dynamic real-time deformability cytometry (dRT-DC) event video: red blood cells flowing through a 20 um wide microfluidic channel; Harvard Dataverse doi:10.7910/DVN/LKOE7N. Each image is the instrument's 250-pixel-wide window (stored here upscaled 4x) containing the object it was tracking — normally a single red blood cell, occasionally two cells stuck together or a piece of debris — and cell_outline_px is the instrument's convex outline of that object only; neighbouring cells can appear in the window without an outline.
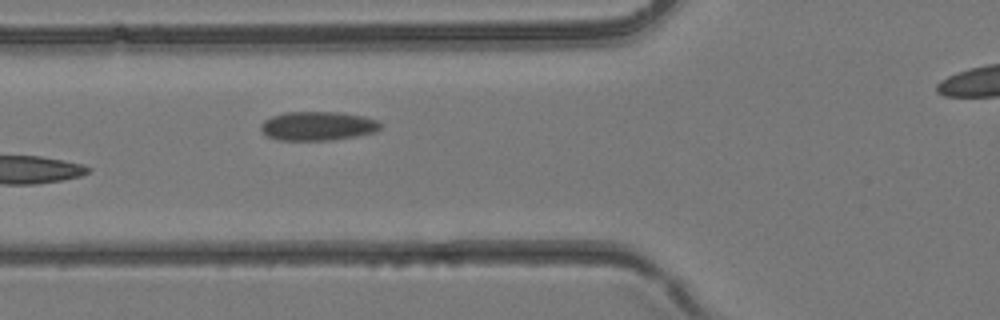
{"species": "common noctule bat (a hibernating species)", "species_latin": "Nyctalus noctula", "temperature_condition": "room temperature", "stored_images_in_passage": 5, "segment_of_instrument_passage": [1, 2], "camera_frame_rate_fps": 3000, "um_per_image_px": 0.085, "animal": {"sex": "female", "body_mass_g": 24.6, "forearm_length_mm": 56.2}, "frame": {"image": 1, "passage_image": 4, "time_ms": 1.0, "image_size_px": [1000, 320], "cell_outline_px": [[380, 128], [376, 132], [356, 136], [332, 140], [276, 140], [268, 136], [260, 128], [260, 124], [264, 120], [272, 116], [288, 112], [336, 112], [364, 116], [376, 120], [380, 124]], "centroid_in_image_um": [27.0, 10.71], "position_along_channel_um": 98.8, "area_um2": 20.11}}